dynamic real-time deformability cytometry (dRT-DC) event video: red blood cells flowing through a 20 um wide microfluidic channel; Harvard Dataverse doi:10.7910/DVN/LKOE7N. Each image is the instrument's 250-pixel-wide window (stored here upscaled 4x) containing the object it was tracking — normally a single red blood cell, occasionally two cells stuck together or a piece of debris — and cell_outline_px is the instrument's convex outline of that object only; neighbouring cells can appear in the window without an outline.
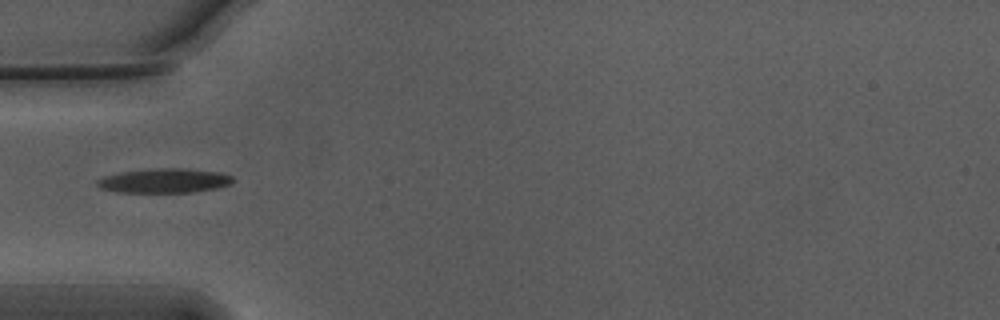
{"species": "Egyptian fruit bat (a non-hibernating species)", "species_latin": "Rousettus aegyptiacus", "temperature_condition": "warm", "stored_images_in_passage": 6, "camera_frame_rate_fps": 3000, "um_per_image_px": 0.085, "animal": {"sex": "male"}, "frame": {"image": 1, "passage_image": 1, "time_ms": 0.0, "image_size_px": [1000, 320], "cell_outline_px": [[236, 180], [232, 184], [216, 188], [192, 192], [116, 192], [100, 188], [96, 184], [96, 180], [104, 176], [120, 172], [156, 168], [184, 168], [220, 172], [232, 176]], "centroid_in_image_um": [13.99, 15.35], "position_along_channel_um": 71.0, "area_um2": 19.42}}
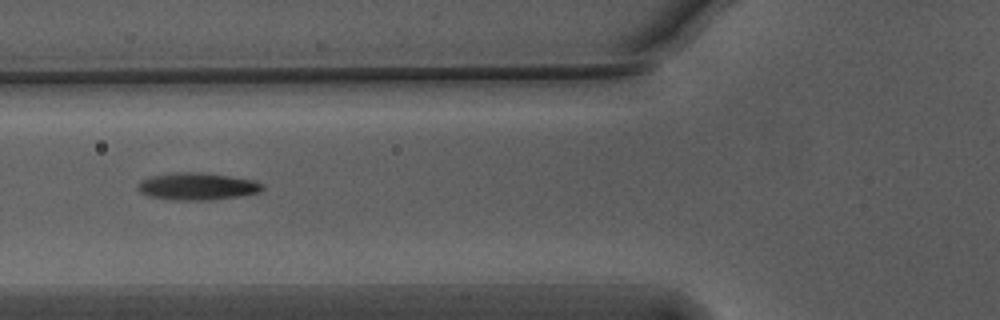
{"frame": {"image": 2, "passage_image": 4, "time_ms": 1.0, "image_size_px": [1000, 320], "cell_outline_px": [[264, 188], [260, 192], [240, 196], [208, 200], [172, 200], [148, 196], [140, 192], [136, 188], [144, 180], [152, 176], [172, 172], [200, 172], [256, 180], [264, 184]], "centroid_in_image_um": [16.8, 15.84], "position_along_channel_um": 109.0, "area_um2": 19.77}}